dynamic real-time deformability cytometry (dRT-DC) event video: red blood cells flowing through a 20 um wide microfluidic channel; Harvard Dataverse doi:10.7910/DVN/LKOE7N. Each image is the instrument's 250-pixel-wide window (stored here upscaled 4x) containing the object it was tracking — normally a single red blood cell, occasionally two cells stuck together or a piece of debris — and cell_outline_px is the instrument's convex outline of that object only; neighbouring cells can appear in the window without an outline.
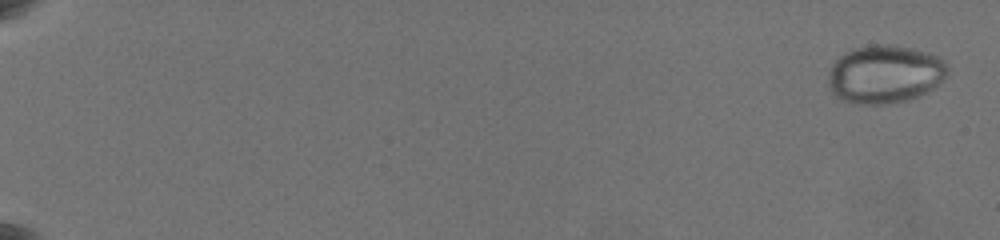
{"species": "common noctule bat (a hibernating species)", "species_latin": "Nyctalus noctula", "temperature_condition": "warm", "stored_images_in_passage": 11, "camera_frame_rate_fps": 3000, "um_per_image_px": 0.085, "animal": {"sex": "female", "body_mass_g": 19.5, "forearm_length_mm": 54.1}, "frame": {"image": 1, "passage_image": 1, "time_ms": 0.0, "image_size_px": [1000, 240], "cell_outline_px": [[948, 72], [928, 92], [920, 96], [908, 100], [884, 104], [860, 104], [840, 100], [832, 92], [828, 84], [828, 72], [832, 64], [844, 52], [856, 48], [872, 44], [892, 44], [916, 48], [940, 56], [944, 60], [948, 68]], "centroid_in_image_um": [75.21, 6.29], "position_along_channel_um": 9.8, "area_um2": 40.81}}